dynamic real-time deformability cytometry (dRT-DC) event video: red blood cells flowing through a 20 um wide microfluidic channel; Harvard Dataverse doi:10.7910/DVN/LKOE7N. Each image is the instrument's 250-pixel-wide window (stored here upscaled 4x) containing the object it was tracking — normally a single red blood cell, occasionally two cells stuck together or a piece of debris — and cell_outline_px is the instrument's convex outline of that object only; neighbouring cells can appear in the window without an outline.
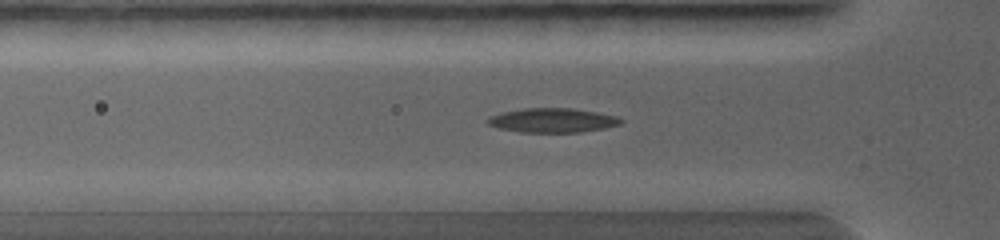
{"species": "common noctule bat (a hibernating species)", "species_latin": "Nyctalus noctula", "temperature_condition": "warm", "stored_images_in_passage": 35, "camera_frame_rate_fps": 5000, "um_per_image_px": 0.085, "animal": {"sex": "female", "body_mass_g": 19.0, "forearm_length_mm": 56.7}, "frame": {"image": 1, "passage_image": 4, "time_ms": 0.6, "image_size_px": [1000, 240], "cell_outline_px": [[624, 120], [620, 124], [604, 128], [580, 132], [520, 132], [500, 128], [488, 124], [484, 120], [488, 116], [504, 112], [524, 108], [572, 108], [596, 112], [616, 116]], "centroid_in_image_um": [46.94, 10.22], "position_along_channel_um": 78.9, "area_um2": 18.79}}
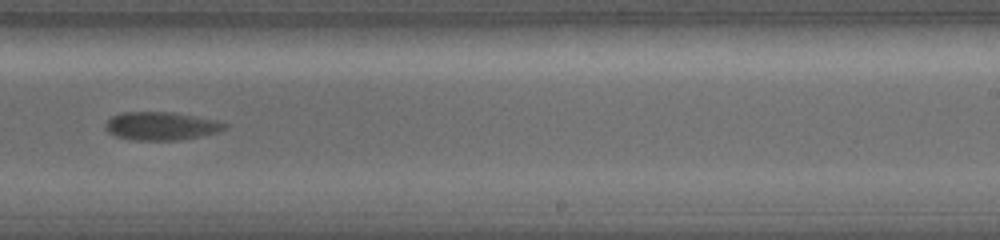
{"frame": {"image": 2, "passage_image": 16, "time_ms": 3.6, "image_size_px": [1000, 240], "cell_outline_px": [[228, 128], [216, 132], [200, 136], [180, 140], [132, 140], [116, 136], [108, 132], [104, 128], [104, 124], [112, 116], [124, 112], [172, 112], [220, 120], [228, 124]], "centroid_in_image_um": [13.72, 10.71], "position_along_channel_um": 275.3, "area_um2": 19.77}}
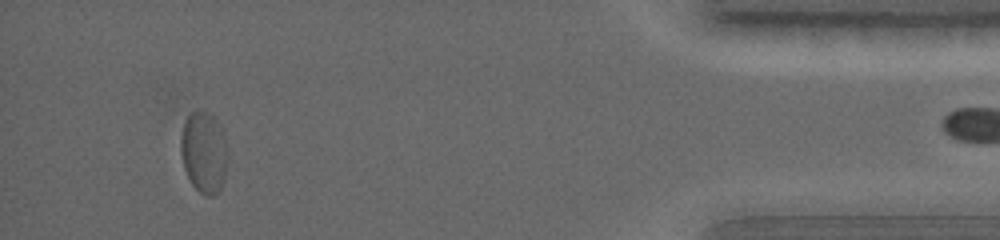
{"frame": {"image": 3, "passage_image": 30, "time_ms": 6.8, "image_size_px": [1000, 240], "cell_outline_px": [[228, 156], [224, 176], [220, 188], [212, 196], [204, 196], [192, 184], [184, 168], [180, 152], [180, 136], [184, 120], [196, 108], [200, 108], [208, 112], [216, 120], [224, 136], [228, 152]], "centroid_in_image_um": [17.31, 12.9], "position_along_channel_um": 417.9, "area_um2": 22.43}}